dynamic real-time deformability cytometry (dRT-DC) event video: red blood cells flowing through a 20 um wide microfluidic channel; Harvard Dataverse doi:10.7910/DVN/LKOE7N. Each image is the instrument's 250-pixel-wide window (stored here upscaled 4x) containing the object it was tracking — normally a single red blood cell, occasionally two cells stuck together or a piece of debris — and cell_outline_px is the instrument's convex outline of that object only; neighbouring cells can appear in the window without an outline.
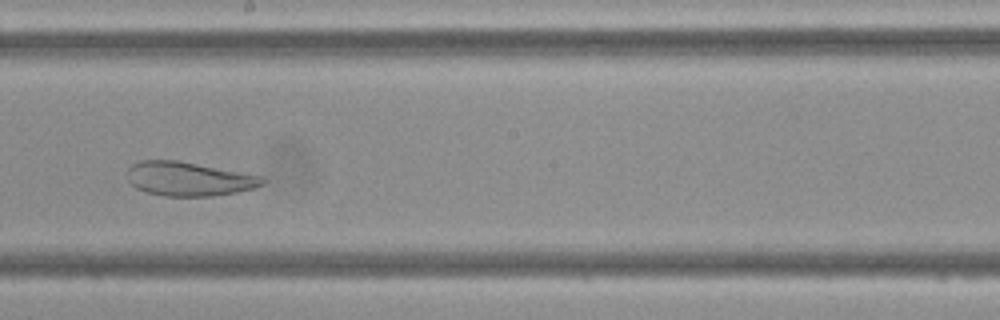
{"species": "Egyptian fruit bat (a non-hibernating species)", "species_latin": "Rousettus aegyptiacus", "temperature_condition": "cold", "stored_images_in_passage": 45, "camera_frame_rate_fps": 3000, "um_per_image_px": 0.085, "frame": {"image": 1, "passage_image": 24, "time_ms": 7.667, "image_size_px": [1000, 320], "cell_outline_px": [[264, 184], [252, 188], [236, 192], [212, 196], [164, 196], [144, 192], [136, 188], [128, 180], [128, 168], [132, 164], [140, 160], [176, 160], [264, 176]], "centroid_in_image_um": [16.03, 15.2], "position_along_channel_um": 232.2, "area_um2": 26.76}}
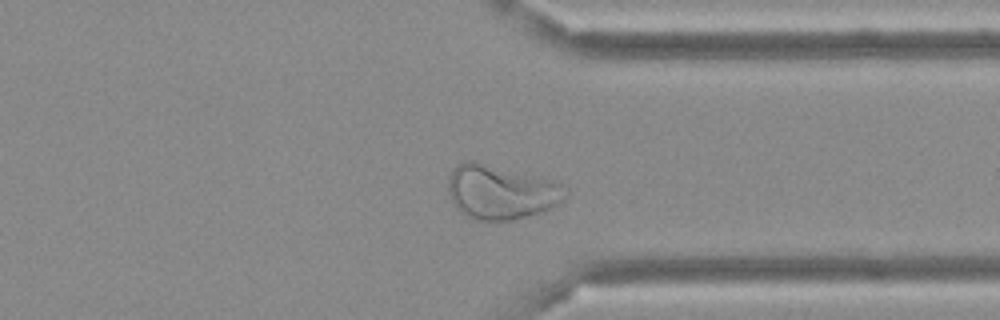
{"frame": {"image": 2, "passage_image": 34, "time_ms": 11.0, "image_size_px": [1000, 320], "cell_outline_px": [[568, 192], [564, 200], [544, 212], [512, 220], [480, 220], [468, 216], [460, 212], [456, 208], [448, 196], [448, 176], [456, 164], [468, 160], [472, 160], [552, 180], [568, 188]], "centroid_in_image_um": [42.56, 16.33], "position_along_channel_um": 368.8, "area_um2": 37.22}}
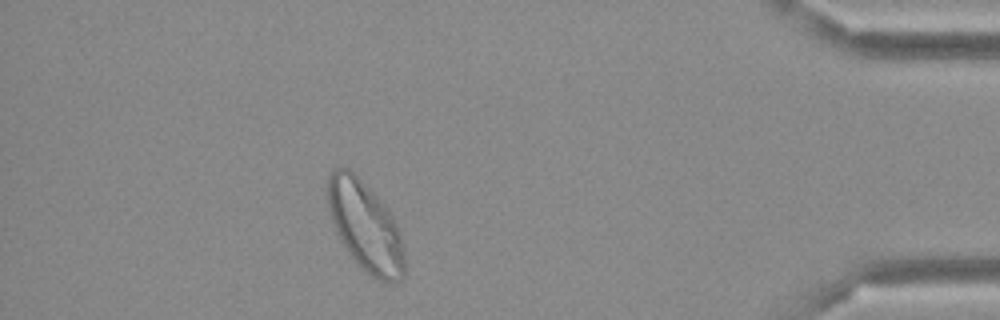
{"frame": {"image": 3, "passage_image": 40, "time_ms": 13.0, "image_size_px": [1000, 320], "cell_outline_px": [[404, 276], [400, 280], [388, 284], [384, 284], [376, 280], [364, 272], [360, 268], [340, 240], [336, 232], [328, 208], [328, 176], [340, 164], [348, 168], [392, 212], [400, 232], [404, 252]], "centroid_in_image_um": [31.07, 19.29], "position_along_channel_um": 404.1, "area_um2": 40.4}}